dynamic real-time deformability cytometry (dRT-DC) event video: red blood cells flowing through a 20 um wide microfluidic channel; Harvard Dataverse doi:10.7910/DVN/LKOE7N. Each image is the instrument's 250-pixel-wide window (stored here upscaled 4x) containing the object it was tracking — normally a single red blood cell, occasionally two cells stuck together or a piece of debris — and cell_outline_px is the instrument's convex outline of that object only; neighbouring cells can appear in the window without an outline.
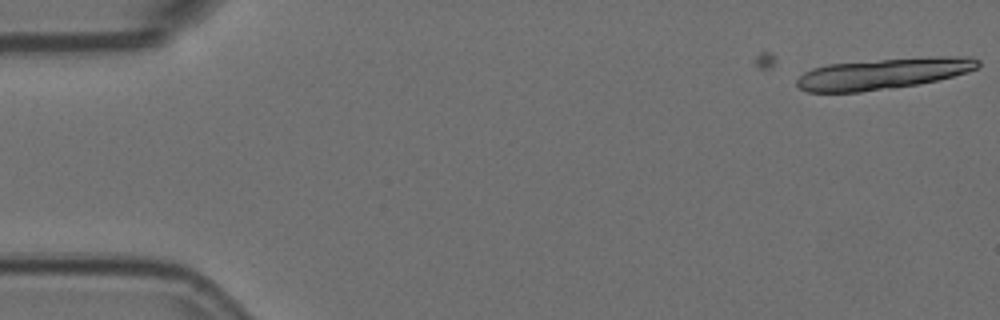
{"species": "Egyptian fruit bat (a non-hibernating species)", "species_latin": "Rousettus aegyptiacus", "temperature_condition": "room temperature", "stored_images_in_passage": 8, "camera_frame_rate_fps": 3000, "um_per_image_px": 0.085, "animal": {"sex": "female"}, "frame": {"image": 1, "passage_image": 8, "time_ms": 2.333, "image_size_px": [1000, 320], "cell_outline_px": [[980, 64], [976, 68], [968, 72], [936, 80], [916, 84], [892, 88], [860, 92], [808, 92], [800, 88], [796, 84], [796, 80], [804, 72], [812, 68], [828, 64], [880, 60], [936, 56], [972, 56], [980, 60]], "centroid_in_image_um": [75.09, 6.25], "position_along_channel_um": 9.9, "area_um2": 32.6}}